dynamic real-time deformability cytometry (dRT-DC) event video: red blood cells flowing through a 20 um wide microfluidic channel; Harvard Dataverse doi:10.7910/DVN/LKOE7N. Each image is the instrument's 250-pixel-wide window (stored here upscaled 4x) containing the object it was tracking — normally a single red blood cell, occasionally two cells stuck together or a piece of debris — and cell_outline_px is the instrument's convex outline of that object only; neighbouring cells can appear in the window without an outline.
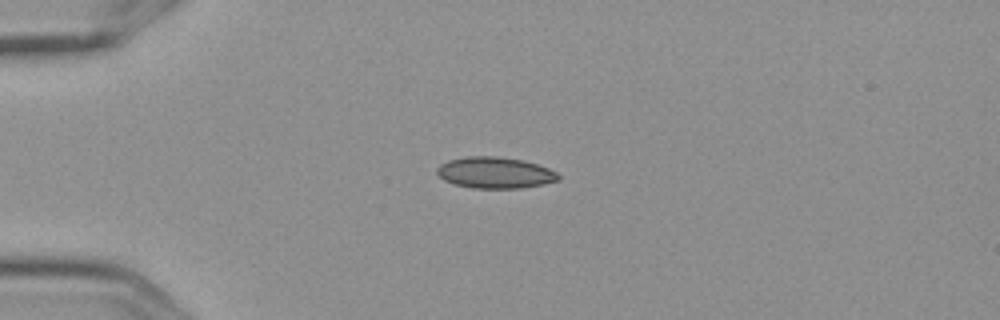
{"species": "Egyptian fruit bat (a non-hibernating species)", "species_latin": "Rousettus aegyptiacus", "temperature_condition": "cold", "stored_images_in_passage": 2, "camera_frame_rate_fps": 3000, "um_per_image_px": 0.085, "frame": {"image": 1, "passage_image": 1, "time_ms": 0.0, "image_size_px": [1000, 320], "cell_outline_px": [[560, 180], [544, 184], [520, 188], [472, 188], [452, 184], [444, 180], [436, 172], [436, 168], [440, 164], [448, 160], [468, 156], [496, 156], [524, 160], [548, 168], [556, 172], [560, 176]], "centroid_in_image_um": [42.06, 14.68], "position_along_channel_um": 42.9, "area_um2": 22.25}}